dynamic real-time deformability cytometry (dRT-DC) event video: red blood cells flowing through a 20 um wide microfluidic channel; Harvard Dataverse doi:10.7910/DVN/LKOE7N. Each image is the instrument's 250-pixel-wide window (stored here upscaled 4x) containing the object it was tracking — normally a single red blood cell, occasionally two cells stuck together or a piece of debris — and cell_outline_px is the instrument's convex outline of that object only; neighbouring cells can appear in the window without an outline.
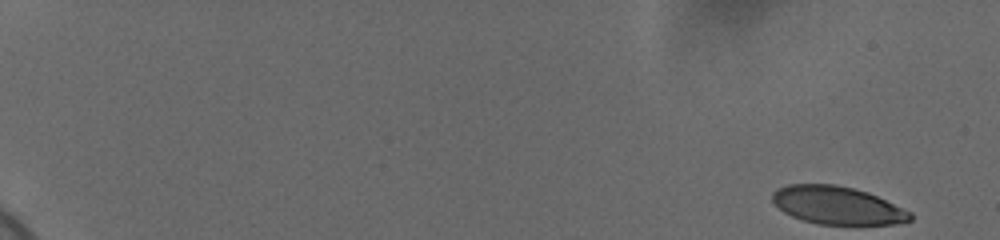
{"species": "human", "species_latin": "Homo sapiens", "temperature_condition": "cold", "stored_images_in_passage": 57, "camera_frame_rate_fps": 3000, "um_per_image_px": 0.085, "donor": {"sex": "female"}, "frame": {"image": 1, "passage_image": 1, "time_ms": 0.0, "image_size_px": [1000, 240], "cell_outline_px": [[912, 220], [896, 224], [820, 224], [804, 220], [792, 216], [784, 212], [772, 200], [772, 192], [776, 188], [788, 184], [836, 184], [868, 192], [912, 212]], "centroid_in_image_um": [71.17, 17.44], "position_along_channel_um": 13.8, "area_um2": 30.35}}
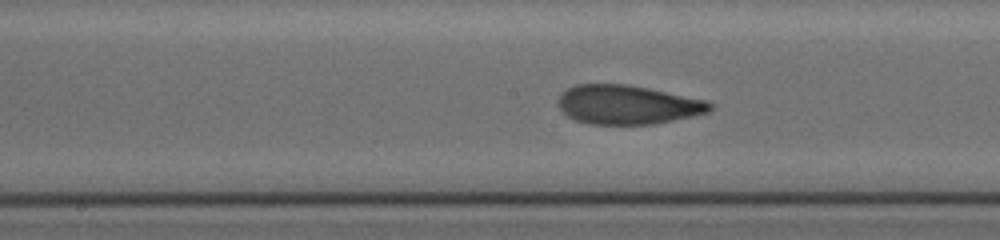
{"frame": {"image": 2, "passage_image": 32, "time_ms": 10.333, "image_size_px": [1000, 240], "cell_outline_px": [[712, 108], [708, 112], [692, 116], [656, 124], [588, 124], [576, 120], [568, 116], [560, 108], [556, 100], [560, 92], [576, 84], [628, 84], [708, 100], [712, 104]], "centroid_in_image_um": [53.32, 8.89], "position_along_channel_um": 194.9, "area_um2": 34.74}}
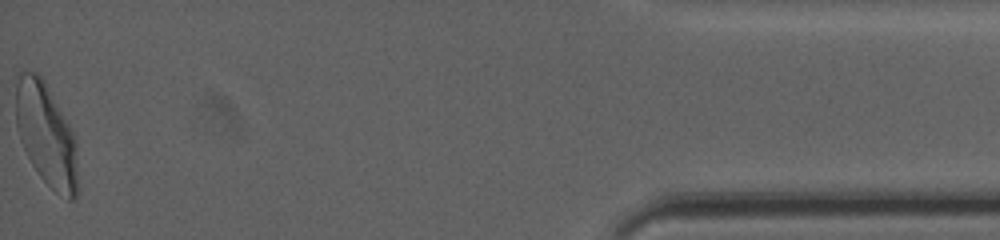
{"frame": {"image": 3, "passage_image": 57, "time_ms": 18.667, "image_size_px": [1000, 240], "cell_outline_px": [[76, 196], [72, 200], [68, 200], [56, 192], [40, 176], [32, 164], [20, 140], [16, 128], [12, 76], [20, 68], [24, 68], [36, 72], [44, 80], [68, 124], [76, 140]], "centroid_in_image_um": [3.82, 11.29], "position_along_channel_um": 431.4, "area_um2": 37.69}, "authors_computed_cell_mechanics": {"area_um2": 34.0442, "velocity_mm_per_s": 3.6815, "shape_relaxation_time_tau1_ms": 5.7834, "shape_relaxation_time_tau2_ms": 1.3202, "deformation_change_tau1": 0.197, "deformation_change_tau2": 0.0821}}